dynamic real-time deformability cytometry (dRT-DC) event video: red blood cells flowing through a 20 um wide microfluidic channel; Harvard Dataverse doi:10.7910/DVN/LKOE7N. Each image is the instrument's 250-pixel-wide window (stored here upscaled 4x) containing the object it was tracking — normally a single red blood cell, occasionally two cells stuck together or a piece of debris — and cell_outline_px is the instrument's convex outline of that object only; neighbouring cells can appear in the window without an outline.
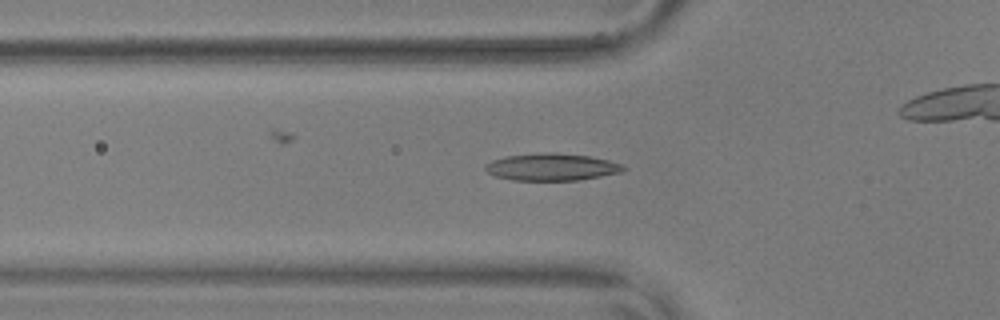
{"species": "common noctule bat (a hibernating species)", "species_latin": "Nyctalus noctula", "temperature_condition": "warm", "stored_images_in_passage": 50, "camera_frame_rate_fps": 3000, "um_per_image_px": 0.085, "animal": {"sex": "male", "body_mass_g": 17.9, "forearm_length_mm": 54.2}, "frame": {"image": 1, "passage_image": 20, "time_ms": 6.333, "image_size_px": [1000, 320], "cell_outline_px": [[628, 168], [620, 172], [600, 176], [576, 180], [512, 180], [496, 176], [488, 172], [484, 168], [484, 164], [492, 160], [508, 156], [540, 152], [556, 152], [588, 156], [608, 160], [620, 164]], "centroid_in_image_um": [46.86, 14.18], "position_along_channel_um": 78.9, "area_um2": 21.73}}
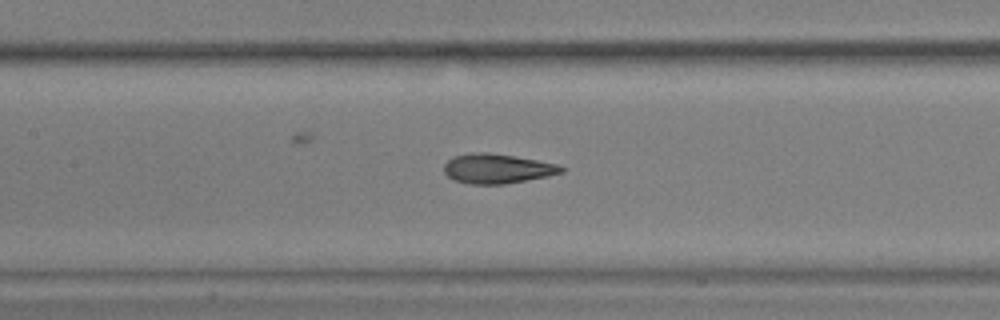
{"frame": {"image": 2, "passage_image": 27, "time_ms": 8.667, "image_size_px": [1000, 320], "cell_outline_px": [[564, 172], [548, 176], [504, 184], [472, 184], [456, 180], [448, 176], [444, 172], [444, 164], [448, 160], [456, 156], [472, 152], [488, 152], [536, 160], [556, 164], [564, 168]], "centroid_in_image_um": [42.25, 14.33], "position_along_channel_um": 165.1, "area_um2": 19.94}}
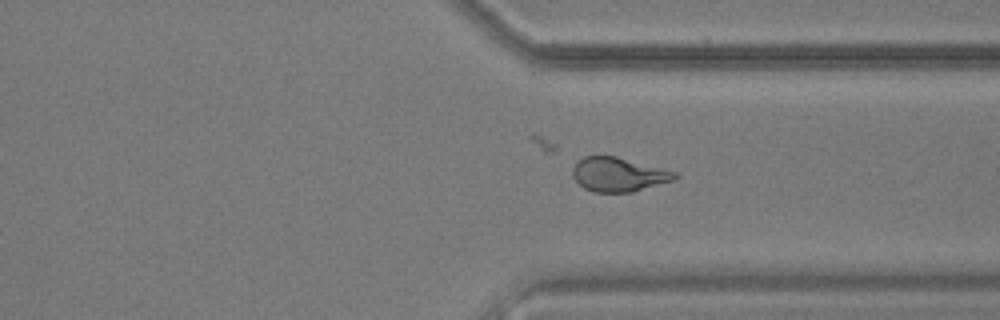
{"frame": {"image": 3, "passage_image": 43, "time_ms": 14.0, "image_size_px": [1000, 320], "cell_outline_px": [[680, 176], [672, 180], [632, 192], [596, 192], [584, 188], [572, 176], [572, 168], [584, 156], [616, 156], [676, 172]], "centroid_in_image_um": [52.56, 14.83], "position_along_channel_um": 358.8, "area_um2": 20.0}}